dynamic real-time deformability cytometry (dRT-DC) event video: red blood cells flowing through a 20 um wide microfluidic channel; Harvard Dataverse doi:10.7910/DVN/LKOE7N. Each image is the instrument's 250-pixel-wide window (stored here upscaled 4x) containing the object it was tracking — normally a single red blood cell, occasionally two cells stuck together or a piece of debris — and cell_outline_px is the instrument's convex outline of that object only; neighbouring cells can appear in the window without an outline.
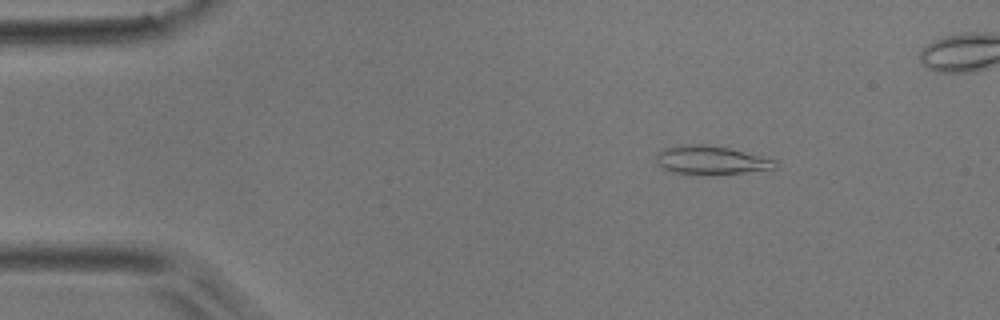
{"species": "common noctule bat (a hibernating species)", "species_latin": "Nyctalus noctula", "temperature_condition": "room temperature", "stored_images_in_passage": 42, "camera_frame_rate_fps": 3000, "um_per_image_px": 0.085, "animal": {"sex": "male", "body_mass_g": 17.9}, "frame": {"image": 1, "passage_image": 2, "time_ms": 0.333, "image_size_px": [1000, 320], "cell_outline_px": [[776, 168], [744, 172], [676, 172], [664, 168], [656, 164], [656, 152], [664, 148], [684, 144], [704, 144], [728, 148], [776, 160]], "centroid_in_image_um": [60.39, 13.56], "position_along_channel_um": 24.6, "area_um2": 18.84}}
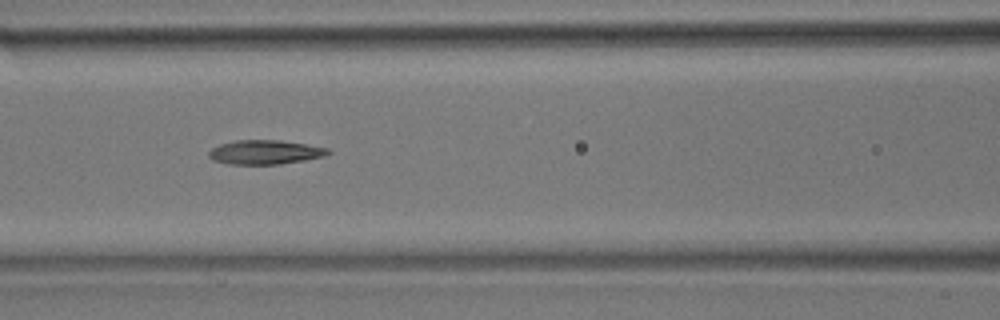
{"frame": {"image": 2, "passage_image": 16, "time_ms": 5.0, "image_size_px": [1000, 320], "cell_outline_px": [[332, 152], [324, 156], [304, 160], [280, 164], [228, 164], [212, 160], [208, 156], [208, 152], [212, 148], [220, 144], [236, 140], [280, 140], [328, 148]], "centroid_in_image_um": [22.5, 12.94], "position_along_channel_um": 144.1, "area_um2": 16.76}}
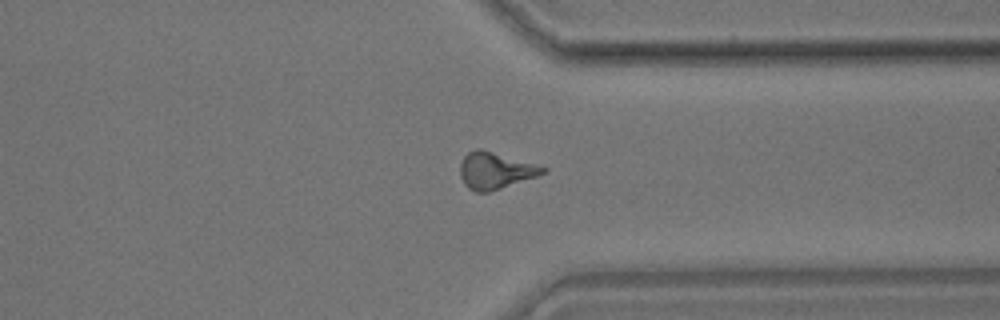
{"frame": {"image": 3, "passage_image": 33, "time_ms": 10.667, "image_size_px": [1000, 320], "cell_outline_px": [[548, 168], [544, 172], [536, 176], [488, 192], [476, 192], [468, 188], [464, 184], [460, 176], [460, 164], [464, 156], [468, 152], [476, 148], [480, 148], [536, 164]], "centroid_in_image_um": [42.05, 14.49], "position_along_channel_um": 369.3, "area_um2": 17.46}, "authors_computed_cell_mechanics": {"area_um2": 16.9065, "velocity_mm_per_s": 3.9982, "shape_relaxation_time_tau1_ms": null, "shape_relaxation_time_tau2_ms": 4.4202, "deformation_change_tau1": null, "deformation_change_tau2": 0.1526}}